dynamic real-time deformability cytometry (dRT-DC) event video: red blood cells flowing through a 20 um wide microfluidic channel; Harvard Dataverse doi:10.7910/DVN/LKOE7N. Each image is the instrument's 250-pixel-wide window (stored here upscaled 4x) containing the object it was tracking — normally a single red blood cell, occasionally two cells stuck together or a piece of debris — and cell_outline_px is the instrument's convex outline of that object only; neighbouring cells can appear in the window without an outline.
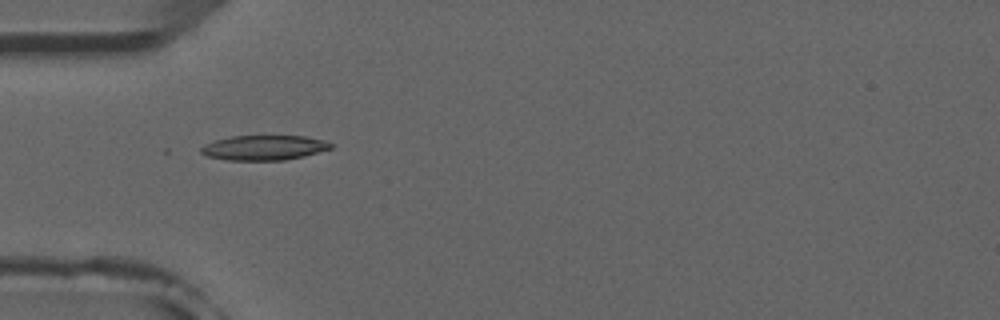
{"species": "common noctule bat (a hibernating species)", "species_latin": "Nyctalus noctula", "temperature_condition": "room temperature", "stored_images_in_passage": 7, "camera_frame_rate_fps": 3000, "um_per_image_px": 0.085, "animal": {"sex": "male", "forearm_length_mm": 52.5}, "frame": {"image": 1, "passage_image": 5, "time_ms": 4.667, "image_size_px": [1000, 320], "cell_outline_px": [[332, 148], [304, 156], [284, 160], [224, 160], [208, 156], [200, 152], [200, 148], [204, 144], [216, 140], [232, 136], [304, 136], [324, 140], [332, 144]], "centroid_in_image_um": [22.42, 12.55], "position_along_channel_um": 62.6, "area_um2": 18.73}}
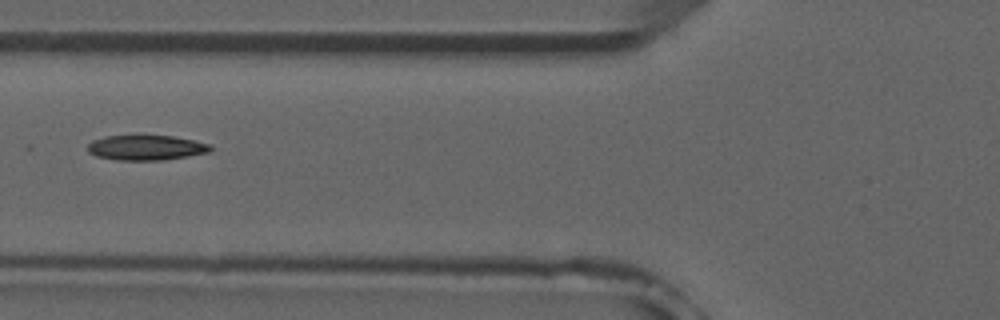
{"frame": {"image": 2, "passage_image": 6, "time_ms": 6.0, "image_size_px": [1000, 320], "cell_outline_px": [[212, 152], [164, 160], [116, 160], [96, 156], [88, 152], [88, 144], [92, 140], [104, 136], [172, 136], [212, 144]], "centroid_in_image_um": [12.44, 12.56], "position_along_channel_um": 113.4, "area_um2": 17.98}}
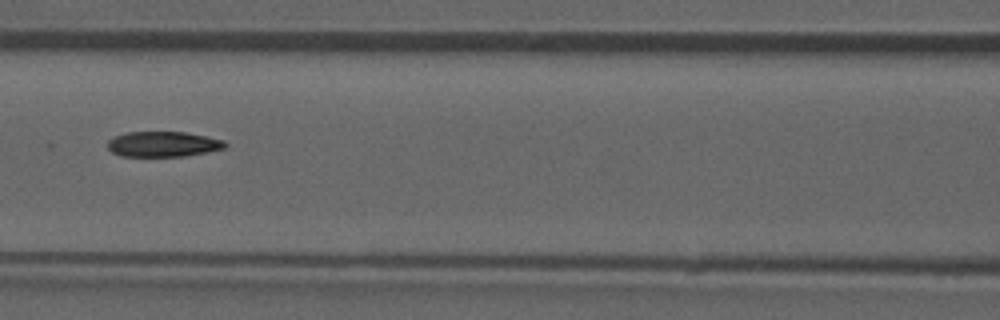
{"frame": {"image": 3, "passage_image": 7, "time_ms": 7.0, "image_size_px": [1000, 320], "cell_outline_px": [[228, 144], [224, 148], [184, 156], [120, 156], [112, 152], [108, 148], [108, 140], [116, 136], [128, 132], [184, 132], [224, 140]], "centroid_in_image_um": [13.84, 12.25], "position_along_channel_um": 152.8, "area_um2": 17.11}}